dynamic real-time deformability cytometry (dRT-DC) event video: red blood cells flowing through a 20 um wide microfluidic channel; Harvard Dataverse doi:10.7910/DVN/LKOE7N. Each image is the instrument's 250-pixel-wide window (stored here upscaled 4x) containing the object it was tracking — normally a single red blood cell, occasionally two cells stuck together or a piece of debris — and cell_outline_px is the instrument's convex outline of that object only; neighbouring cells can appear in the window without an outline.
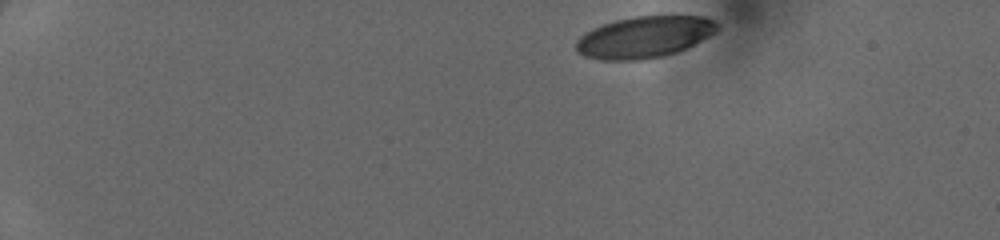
{"species": "human", "species_latin": "Homo sapiens", "temperature_condition": "cold", "stored_images_in_passage": 41, "camera_frame_rate_fps": 3000, "um_per_image_px": 0.085, "donor": {"sex": "female"}, "frame": {"image": 1, "passage_image": 1, "time_ms": 0.0, "image_size_px": [1000, 240], "cell_outline_px": [[720, 28], [716, 32], [676, 52], [664, 56], [640, 60], [600, 60], [584, 56], [576, 52], [576, 40], [584, 32], [592, 28], [616, 20], [636, 16], [704, 16], [712, 20]], "centroid_in_image_um": [54.71, 3.15], "position_along_channel_um": 30.3, "area_um2": 34.04}}
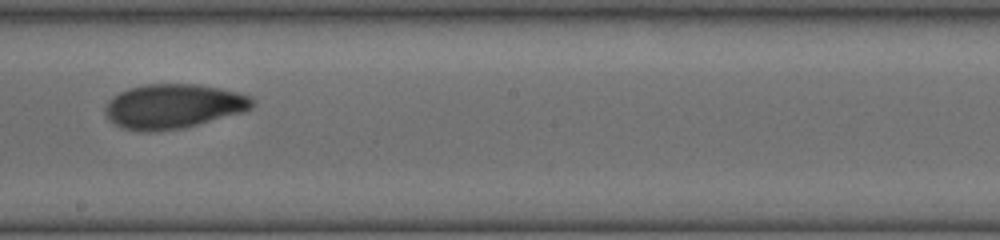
{"frame": {"image": 2, "passage_image": 23, "time_ms": 7.333, "image_size_px": [1000, 240], "cell_outline_px": [[256, 104], [252, 108], [244, 112], [180, 128], [148, 132], [140, 132], [124, 128], [108, 120], [104, 112], [104, 108], [108, 100], [112, 96], [128, 88], [144, 84], [200, 84], [220, 88], [252, 96]], "centroid_in_image_um": [14.72, 9.02], "position_along_channel_um": 233.5, "area_um2": 38.32}}
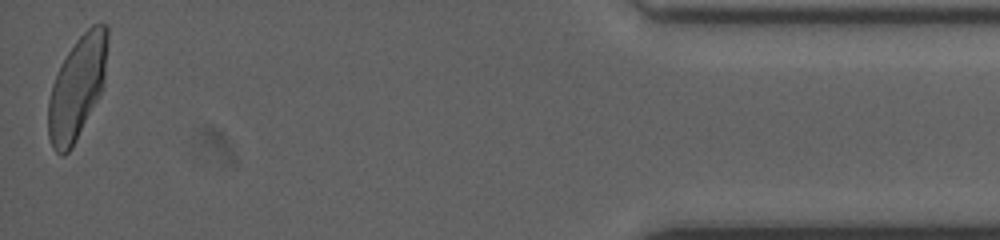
{"frame": {"image": 3, "passage_image": 41, "time_ms": 13.333, "image_size_px": [1000, 240], "cell_outline_px": [[108, 36], [104, 80], [100, 92], [72, 148], [64, 156], [60, 156], [52, 148], [48, 136], [48, 100], [52, 84], [60, 64], [76, 40], [92, 24], [104, 24], [108, 28]], "centroid_in_image_um": [6.53, 7.46], "position_along_channel_um": 428.7, "area_um2": 35.14}}